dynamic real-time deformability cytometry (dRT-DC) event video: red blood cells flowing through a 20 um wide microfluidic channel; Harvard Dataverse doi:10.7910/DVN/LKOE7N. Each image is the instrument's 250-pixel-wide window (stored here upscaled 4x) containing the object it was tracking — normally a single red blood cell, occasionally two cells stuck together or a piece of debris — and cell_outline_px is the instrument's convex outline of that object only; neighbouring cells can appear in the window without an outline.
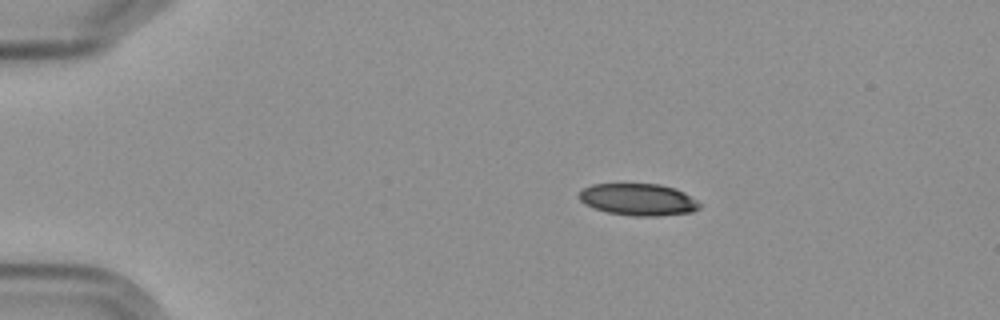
{"species": "Egyptian fruit bat (a non-hibernating species)", "species_latin": "Rousettus aegyptiacus", "temperature_condition": "cold", "stored_images_in_passage": 4, "camera_frame_rate_fps": 3000, "um_per_image_px": 0.085, "frame": {"image": 1, "passage_image": 2, "time_ms": 1.333, "image_size_px": [1000, 320], "cell_outline_px": [[700, 208], [692, 212], [656, 216], [632, 216], [608, 212], [592, 208], [584, 204], [580, 200], [580, 192], [584, 188], [592, 184], [660, 184], [676, 188], [684, 192], [696, 200], [700, 204]], "centroid_in_image_um": [54.26, 16.96], "position_along_channel_um": 30.7, "area_um2": 22.43}}